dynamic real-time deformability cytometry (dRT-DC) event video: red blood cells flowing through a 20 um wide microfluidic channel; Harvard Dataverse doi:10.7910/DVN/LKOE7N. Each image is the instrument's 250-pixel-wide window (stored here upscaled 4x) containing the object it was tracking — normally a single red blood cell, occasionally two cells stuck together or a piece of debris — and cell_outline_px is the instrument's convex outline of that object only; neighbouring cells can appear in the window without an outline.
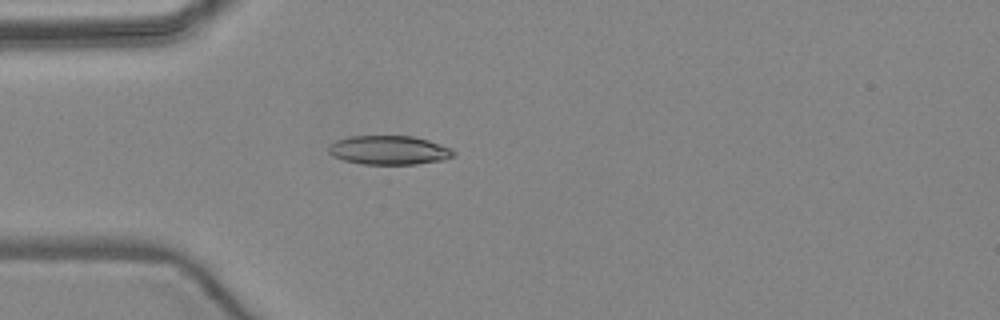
{"species": "common noctule bat (a hibernating species)", "species_latin": "Nyctalus noctula", "temperature_condition": "warm", "stored_images_in_passage": 4, "camera_frame_rate_fps": 3000, "um_per_image_px": 0.085, "animal": {"sex": "female", "body_mass_g": 24.6, "forearm_length_mm": 56.2}, "frame": {"image": 1, "passage_image": 4, "time_ms": 4.0, "image_size_px": [1000, 320], "cell_outline_px": [[456, 152], [452, 156], [444, 160], [416, 164], [364, 164], [344, 160], [332, 156], [328, 152], [328, 148], [336, 140], [352, 136], [412, 136], [428, 140], [452, 148]], "centroid_in_image_um": [33.08, 12.76], "position_along_channel_um": 51.9, "area_um2": 21.04}}